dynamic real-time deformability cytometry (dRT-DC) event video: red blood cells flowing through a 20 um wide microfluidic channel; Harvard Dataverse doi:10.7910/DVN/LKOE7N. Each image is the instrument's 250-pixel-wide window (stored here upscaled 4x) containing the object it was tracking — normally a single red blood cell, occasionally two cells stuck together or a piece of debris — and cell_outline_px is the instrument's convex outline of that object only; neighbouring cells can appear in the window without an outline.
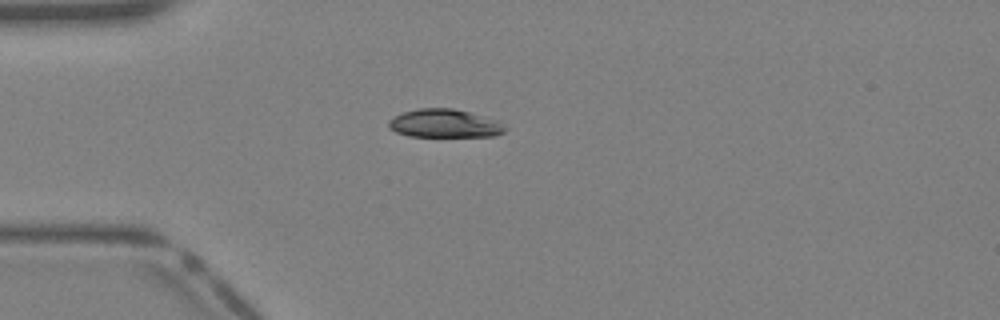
{"species": "Egyptian fruit bat (a non-hibernating species)", "species_latin": "Rousettus aegyptiacus", "temperature_condition": "warm", "stored_images_in_passage": 30, "camera_frame_rate_fps": 3000, "um_per_image_px": 0.085, "animal": {"sex": "female"}, "frame": {"image": 1, "passage_image": 1, "time_ms": 0.0, "image_size_px": [1000, 320], "cell_outline_px": [[508, 128], [504, 132], [492, 136], [408, 136], [396, 132], [388, 128], [388, 120], [404, 112], [420, 108], [452, 108], [500, 120]], "centroid_in_image_um": [37.82, 10.49], "position_along_channel_um": 47.2, "area_um2": 19.25}}
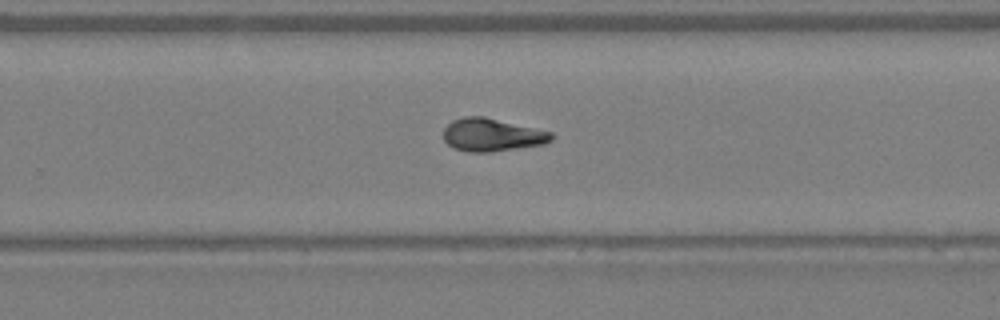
{"frame": {"image": 2, "passage_image": 16, "time_ms": 5.0, "image_size_px": [1000, 320], "cell_outline_px": [[556, 136], [552, 140], [544, 144], [488, 152], [468, 152], [452, 148], [444, 140], [444, 128], [452, 120], [464, 116], [484, 116], [552, 132]], "centroid_in_image_um": [41.81, 11.46], "position_along_channel_um": 288.0, "area_um2": 20.75}}
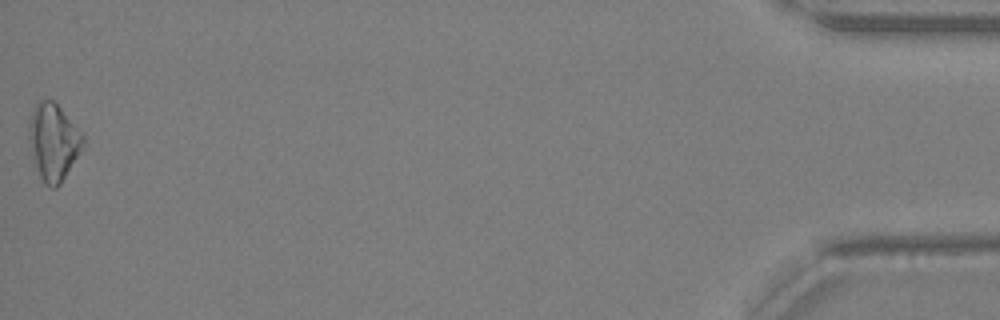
{"frame": {"image": 3, "passage_image": 30, "time_ms": 9.667, "image_size_px": [1000, 320], "cell_outline_px": [[84, 148], [60, 184], [56, 188], [52, 188], [44, 184], [40, 176], [28, 140], [28, 124], [32, 108], [36, 100], [52, 100], [60, 108], [84, 136]], "centroid_in_image_um": [4.53, 12.05], "position_along_channel_um": 430.7, "area_um2": 24.16}}